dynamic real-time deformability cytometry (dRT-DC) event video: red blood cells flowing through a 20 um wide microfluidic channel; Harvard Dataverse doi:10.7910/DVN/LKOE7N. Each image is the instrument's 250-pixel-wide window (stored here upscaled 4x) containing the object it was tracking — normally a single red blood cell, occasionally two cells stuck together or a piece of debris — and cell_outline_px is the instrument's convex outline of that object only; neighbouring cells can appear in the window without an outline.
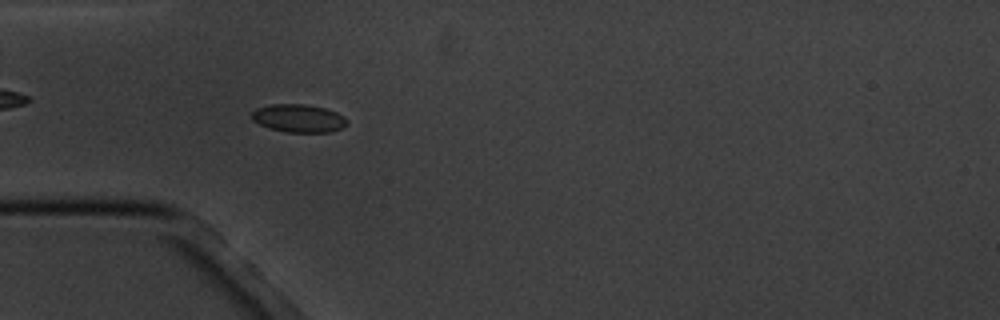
{"species": "common noctule bat (a hibernating species)", "species_latin": "Nyctalus noctula", "temperature_condition": "cold", "stored_images_in_passage": 8, "camera_frame_rate_fps": 3000, "um_per_image_px": 0.085, "animal": {"sex": "male", "body_mass_g": 20.1, "forearm_length_mm": 53.5}, "frame": {"image": 1, "passage_image": 6, "time_ms": 5.667, "image_size_px": [1000, 320], "cell_outline_px": [[348, 124], [332, 132], [288, 132], [268, 128], [252, 120], [252, 112], [256, 108], [272, 104], [304, 104], [324, 108], [336, 112], [344, 116], [348, 120]], "centroid_in_image_um": [25.39, 10.05], "position_along_channel_um": 59.6, "area_um2": 15.55}}
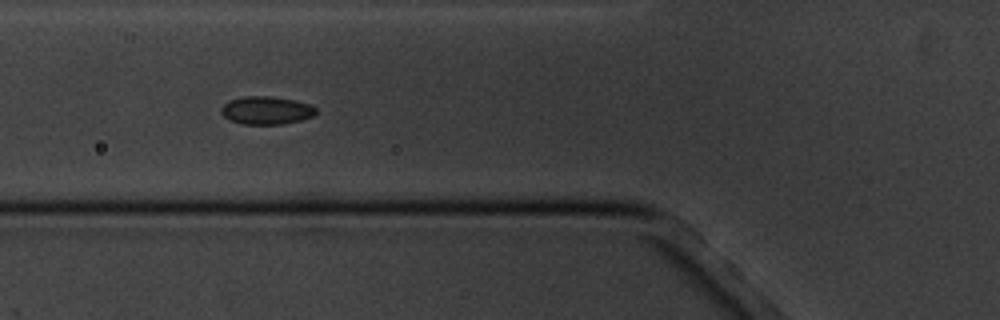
{"frame": {"image": 2, "passage_image": 7, "time_ms": 7.0, "image_size_px": [1000, 320], "cell_outline_px": [[316, 112], [312, 116], [300, 120], [280, 124], [240, 124], [228, 120], [220, 112], [220, 108], [228, 100], [244, 96], [272, 96], [296, 100], [308, 104], [316, 108]], "centroid_in_image_um": [22.58, 9.37], "position_along_channel_um": 103.2, "area_um2": 15.55}}
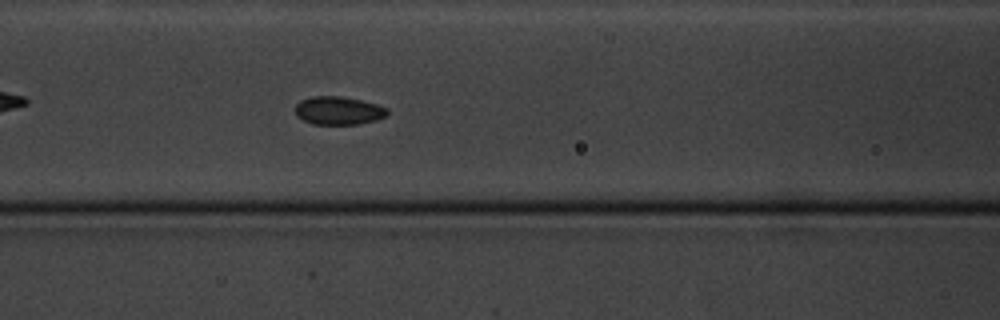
{"frame": {"image": 3, "passage_image": 8, "time_ms": 8.0, "image_size_px": [1000, 320], "cell_outline_px": [[388, 116], [376, 120], [360, 124], [312, 124], [296, 116], [296, 104], [300, 100], [312, 96], [340, 96], [360, 100], [376, 104], [388, 108]], "centroid_in_image_um": [28.78, 9.4], "position_along_channel_um": 137.8, "area_um2": 15.2}}